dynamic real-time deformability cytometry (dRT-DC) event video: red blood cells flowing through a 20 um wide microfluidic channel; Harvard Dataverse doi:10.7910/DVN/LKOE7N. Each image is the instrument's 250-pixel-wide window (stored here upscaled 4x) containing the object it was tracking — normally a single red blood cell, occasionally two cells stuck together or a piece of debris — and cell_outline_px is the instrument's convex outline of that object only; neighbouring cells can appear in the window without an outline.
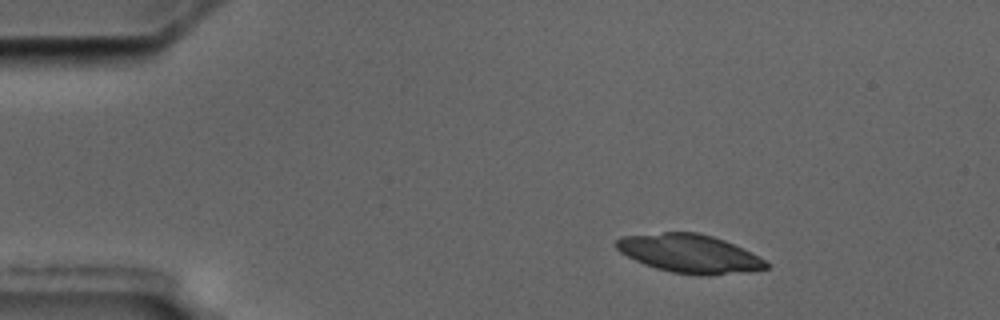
{"species": "common noctule bat (a hibernating species)", "species_latin": "Nyctalus noctula", "temperature_condition": "cold", "stored_images_in_passage": 7, "segment_of_instrument_passage": [2, 2], "camera_frame_rate_fps": 3000, "um_per_image_px": 0.085, "animal": {"sex": "male", "body_mass_g": 17.5, "forearm_length_mm": 52.3}, "frame": {"image": 1, "passage_image": 7, "time_ms": 7.667, "image_size_px": [1000, 320], "cell_outline_px": [[768, 268], [708, 276], [696, 276], [672, 272], [656, 268], [644, 264], [620, 252], [616, 248], [616, 240], [620, 236], [664, 232], [700, 232], [724, 240], [764, 260], [768, 264]], "centroid_in_image_um": [58.54, 21.55], "position_along_channel_um": 26.5, "area_um2": 33.23}}